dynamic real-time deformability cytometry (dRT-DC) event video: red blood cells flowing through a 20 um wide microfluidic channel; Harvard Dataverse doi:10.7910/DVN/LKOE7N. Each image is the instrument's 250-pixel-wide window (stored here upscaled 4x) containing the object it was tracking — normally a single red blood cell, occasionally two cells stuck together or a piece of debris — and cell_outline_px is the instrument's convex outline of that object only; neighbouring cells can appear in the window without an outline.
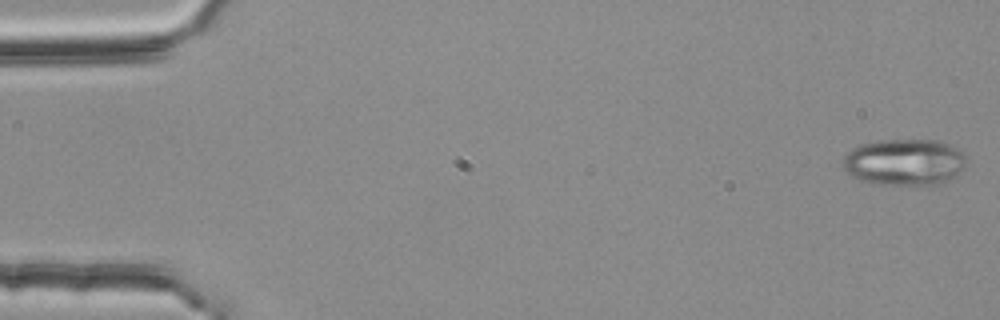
{"species": "common noctule bat (a hibernating species)", "species_latin": "Nyctalus noctula", "temperature_condition": "room temperature", "stored_images_in_passage": 30, "segment_of_instrument_passage": [1, 2], "camera_frame_rate_fps": 3000, "um_per_image_px": 0.085, "animal": {"sex": "female", "body_mass_g": 25.1}, "frame": {"image": 1, "passage_image": 1, "time_ms": 0.0, "image_size_px": [1000, 320], "cell_outline_px": [[964, 168], [956, 176], [944, 184], [876, 184], [860, 180], [852, 176], [844, 168], [844, 156], [852, 148], [860, 144], [880, 140], [936, 140], [952, 144], [964, 156]], "centroid_in_image_um": [76.89, 13.78], "position_along_channel_um": 8.1, "area_um2": 33.41}}